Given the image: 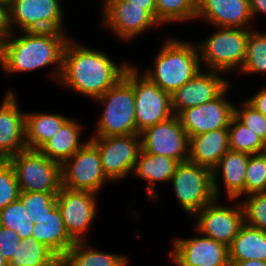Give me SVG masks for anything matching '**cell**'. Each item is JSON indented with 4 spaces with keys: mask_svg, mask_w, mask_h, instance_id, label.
I'll list each match as a JSON object with an SVG mask.
<instances>
[{
    "mask_svg": "<svg viewBox=\"0 0 266 266\" xmlns=\"http://www.w3.org/2000/svg\"><path fill=\"white\" fill-rule=\"evenodd\" d=\"M19 242L20 238L16 232L0 226V252L7 261L15 255Z\"/></svg>",
    "mask_w": 266,
    "mask_h": 266,
    "instance_id": "f35d334b",
    "label": "cell"
},
{
    "mask_svg": "<svg viewBox=\"0 0 266 266\" xmlns=\"http://www.w3.org/2000/svg\"><path fill=\"white\" fill-rule=\"evenodd\" d=\"M213 34L197 44L202 69L240 71L247 53L249 29L215 27Z\"/></svg>",
    "mask_w": 266,
    "mask_h": 266,
    "instance_id": "277c9868",
    "label": "cell"
},
{
    "mask_svg": "<svg viewBox=\"0 0 266 266\" xmlns=\"http://www.w3.org/2000/svg\"><path fill=\"white\" fill-rule=\"evenodd\" d=\"M15 34L12 32L0 45L3 71L9 75L52 65L51 77L58 82L69 35L65 31H23L21 36Z\"/></svg>",
    "mask_w": 266,
    "mask_h": 266,
    "instance_id": "7a4b0ae2",
    "label": "cell"
},
{
    "mask_svg": "<svg viewBox=\"0 0 266 266\" xmlns=\"http://www.w3.org/2000/svg\"><path fill=\"white\" fill-rule=\"evenodd\" d=\"M195 19L214 27L243 29H250L254 20L248 0H197Z\"/></svg>",
    "mask_w": 266,
    "mask_h": 266,
    "instance_id": "ffe728a7",
    "label": "cell"
},
{
    "mask_svg": "<svg viewBox=\"0 0 266 266\" xmlns=\"http://www.w3.org/2000/svg\"><path fill=\"white\" fill-rule=\"evenodd\" d=\"M218 200L215 198L194 215L195 231L229 247L244 224L243 209L240 201L232 207Z\"/></svg>",
    "mask_w": 266,
    "mask_h": 266,
    "instance_id": "9a60e30c",
    "label": "cell"
},
{
    "mask_svg": "<svg viewBox=\"0 0 266 266\" xmlns=\"http://www.w3.org/2000/svg\"><path fill=\"white\" fill-rule=\"evenodd\" d=\"M103 3L102 24L124 42L160 25L156 20V6H136L126 0H105Z\"/></svg>",
    "mask_w": 266,
    "mask_h": 266,
    "instance_id": "9c48e42d",
    "label": "cell"
},
{
    "mask_svg": "<svg viewBox=\"0 0 266 266\" xmlns=\"http://www.w3.org/2000/svg\"><path fill=\"white\" fill-rule=\"evenodd\" d=\"M62 8L61 0H13L8 7L11 32L66 31Z\"/></svg>",
    "mask_w": 266,
    "mask_h": 266,
    "instance_id": "30bf717a",
    "label": "cell"
},
{
    "mask_svg": "<svg viewBox=\"0 0 266 266\" xmlns=\"http://www.w3.org/2000/svg\"><path fill=\"white\" fill-rule=\"evenodd\" d=\"M34 223L31 238L46 245L59 258H62L75 244L65 229L57 206L36 217Z\"/></svg>",
    "mask_w": 266,
    "mask_h": 266,
    "instance_id": "603a6c76",
    "label": "cell"
},
{
    "mask_svg": "<svg viewBox=\"0 0 266 266\" xmlns=\"http://www.w3.org/2000/svg\"><path fill=\"white\" fill-rule=\"evenodd\" d=\"M230 87L212 101L187 108L177 115L188 137L229 127L235 106L227 100L226 92Z\"/></svg>",
    "mask_w": 266,
    "mask_h": 266,
    "instance_id": "e0dca14e",
    "label": "cell"
},
{
    "mask_svg": "<svg viewBox=\"0 0 266 266\" xmlns=\"http://www.w3.org/2000/svg\"><path fill=\"white\" fill-rule=\"evenodd\" d=\"M228 133L229 146L232 151L243 152L249 155L266 151V144L262 139L235 116L230 121Z\"/></svg>",
    "mask_w": 266,
    "mask_h": 266,
    "instance_id": "f546056e",
    "label": "cell"
},
{
    "mask_svg": "<svg viewBox=\"0 0 266 266\" xmlns=\"http://www.w3.org/2000/svg\"><path fill=\"white\" fill-rule=\"evenodd\" d=\"M58 193L44 192H20L19 199L23 208L26 210L29 221H34L36 217L47 213V210H53L56 204Z\"/></svg>",
    "mask_w": 266,
    "mask_h": 266,
    "instance_id": "d590c367",
    "label": "cell"
},
{
    "mask_svg": "<svg viewBox=\"0 0 266 266\" xmlns=\"http://www.w3.org/2000/svg\"><path fill=\"white\" fill-rule=\"evenodd\" d=\"M139 70L138 66L130 64L124 77L133 85L136 128L140 133L147 127L169 119L174 113L171 94L162 90L144 74L141 75Z\"/></svg>",
    "mask_w": 266,
    "mask_h": 266,
    "instance_id": "52a82bcc",
    "label": "cell"
},
{
    "mask_svg": "<svg viewBox=\"0 0 266 266\" xmlns=\"http://www.w3.org/2000/svg\"><path fill=\"white\" fill-rule=\"evenodd\" d=\"M94 101L104 109L92 137L140 134L136 128L133 85L124 76Z\"/></svg>",
    "mask_w": 266,
    "mask_h": 266,
    "instance_id": "5b68a950",
    "label": "cell"
},
{
    "mask_svg": "<svg viewBox=\"0 0 266 266\" xmlns=\"http://www.w3.org/2000/svg\"><path fill=\"white\" fill-rule=\"evenodd\" d=\"M230 150L228 128L189 137L188 161L213 169Z\"/></svg>",
    "mask_w": 266,
    "mask_h": 266,
    "instance_id": "7402d4cb",
    "label": "cell"
},
{
    "mask_svg": "<svg viewBox=\"0 0 266 266\" xmlns=\"http://www.w3.org/2000/svg\"><path fill=\"white\" fill-rule=\"evenodd\" d=\"M34 224V221H29L19 198L0 211V226L16 232L20 240L31 238Z\"/></svg>",
    "mask_w": 266,
    "mask_h": 266,
    "instance_id": "1f68e13d",
    "label": "cell"
},
{
    "mask_svg": "<svg viewBox=\"0 0 266 266\" xmlns=\"http://www.w3.org/2000/svg\"><path fill=\"white\" fill-rule=\"evenodd\" d=\"M130 66L115 60L102 50L91 49L70 38L65 44L58 84L96 100L114 86Z\"/></svg>",
    "mask_w": 266,
    "mask_h": 266,
    "instance_id": "6da1fadb",
    "label": "cell"
},
{
    "mask_svg": "<svg viewBox=\"0 0 266 266\" xmlns=\"http://www.w3.org/2000/svg\"><path fill=\"white\" fill-rule=\"evenodd\" d=\"M178 164L177 160L168 156L152 155L141 150L132 175L134 173V176L148 181L146 191L150 201L152 198H158L156 182H170Z\"/></svg>",
    "mask_w": 266,
    "mask_h": 266,
    "instance_id": "cb8c5ba5",
    "label": "cell"
},
{
    "mask_svg": "<svg viewBox=\"0 0 266 266\" xmlns=\"http://www.w3.org/2000/svg\"><path fill=\"white\" fill-rule=\"evenodd\" d=\"M59 257L43 243L34 238L20 240L15 255L8 266H51Z\"/></svg>",
    "mask_w": 266,
    "mask_h": 266,
    "instance_id": "f1b7e54d",
    "label": "cell"
},
{
    "mask_svg": "<svg viewBox=\"0 0 266 266\" xmlns=\"http://www.w3.org/2000/svg\"><path fill=\"white\" fill-rule=\"evenodd\" d=\"M152 69L143 72L149 80L169 94L191 80L202 68L197 44L166 38L154 56Z\"/></svg>",
    "mask_w": 266,
    "mask_h": 266,
    "instance_id": "3957f363",
    "label": "cell"
},
{
    "mask_svg": "<svg viewBox=\"0 0 266 266\" xmlns=\"http://www.w3.org/2000/svg\"><path fill=\"white\" fill-rule=\"evenodd\" d=\"M247 101L266 117V86L247 99Z\"/></svg>",
    "mask_w": 266,
    "mask_h": 266,
    "instance_id": "60d3db41",
    "label": "cell"
},
{
    "mask_svg": "<svg viewBox=\"0 0 266 266\" xmlns=\"http://www.w3.org/2000/svg\"><path fill=\"white\" fill-rule=\"evenodd\" d=\"M142 151L168 156L180 162L188 161L189 137L177 115L147 127L140 132Z\"/></svg>",
    "mask_w": 266,
    "mask_h": 266,
    "instance_id": "5bb4252c",
    "label": "cell"
},
{
    "mask_svg": "<svg viewBox=\"0 0 266 266\" xmlns=\"http://www.w3.org/2000/svg\"><path fill=\"white\" fill-rule=\"evenodd\" d=\"M25 149V112L19 109L15 93L9 91L0 105V160Z\"/></svg>",
    "mask_w": 266,
    "mask_h": 266,
    "instance_id": "d6986e66",
    "label": "cell"
},
{
    "mask_svg": "<svg viewBox=\"0 0 266 266\" xmlns=\"http://www.w3.org/2000/svg\"><path fill=\"white\" fill-rule=\"evenodd\" d=\"M241 105L242 107L239 108L234 106V116L266 144V117L247 100L243 101Z\"/></svg>",
    "mask_w": 266,
    "mask_h": 266,
    "instance_id": "74e56055",
    "label": "cell"
},
{
    "mask_svg": "<svg viewBox=\"0 0 266 266\" xmlns=\"http://www.w3.org/2000/svg\"><path fill=\"white\" fill-rule=\"evenodd\" d=\"M13 0H0V4L2 5H6L7 7H9L11 5Z\"/></svg>",
    "mask_w": 266,
    "mask_h": 266,
    "instance_id": "bcb514c9",
    "label": "cell"
},
{
    "mask_svg": "<svg viewBox=\"0 0 266 266\" xmlns=\"http://www.w3.org/2000/svg\"><path fill=\"white\" fill-rule=\"evenodd\" d=\"M160 25L187 22L196 18L197 0H154Z\"/></svg>",
    "mask_w": 266,
    "mask_h": 266,
    "instance_id": "4dcf8cb0",
    "label": "cell"
},
{
    "mask_svg": "<svg viewBox=\"0 0 266 266\" xmlns=\"http://www.w3.org/2000/svg\"><path fill=\"white\" fill-rule=\"evenodd\" d=\"M62 186L98 194L103 183L110 180L104 174L98 148L88 139L85 144L61 165Z\"/></svg>",
    "mask_w": 266,
    "mask_h": 266,
    "instance_id": "8fae6325",
    "label": "cell"
},
{
    "mask_svg": "<svg viewBox=\"0 0 266 266\" xmlns=\"http://www.w3.org/2000/svg\"><path fill=\"white\" fill-rule=\"evenodd\" d=\"M82 133V125L71 117L39 151L50 160L62 165L85 144L81 142Z\"/></svg>",
    "mask_w": 266,
    "mask_h": 266,
    "instance_id": "d4e9b609",
    "label": "cell"
},
{
    "mask_svg": "<svg viewBox=\"0 0 266 266\" xmlns=\"http://www.w3.org/2000/svg\"><path fill=\"white\" fill-rule=\"evenodd\" d=\"M250 155L229 150L212 169V184L216 198L220 199L219 174L229 200H241L245 196V175ZM218 177V178H217ZM237 199V200H236Z\"/></svg>",
    "mask_w": 266,
    "mask_h": 266,
    "instance_id": "44dd1931",
    "label": "cell"
},
{
    "mask_svg": "<svg viewBox=\"0 0 266 266\" xmlns=\"http://www.w3.org/2000/svg\"><path fill=\"white\" fill-rule=\"evenodd\" d=\"M89 140L98 148L104 174L110 181L132 174L142 150L140 134L90 137Z\"/></svg>",
    "mask_w": 266,
    "mask_h": 266,
    "instance_id": "7c38bea8",
    "label": "cell"
},
{
    "mask_svg": "<svg viewBox=\"0 0 266 266\" xmlns=\"http://www.w3.org/2000/svg\"><path fill=\"white\" fill-rule=\"evenodd\" d=\"M266 191V151L252 154L245 175V196Z\"/></svg>",
    "mask_w": 266,
    "mask_h": 266,
    "instance_id": "e575fe53",
    "label": "cell"
},
{
    "mask_svg": "<svg viewBox=\"0 0 266 266\" xmlns=\"http://www.w3.org/2000/svg\"><path fill=\"white\" fill-rule=\"evenodd\" d=\"M51 266H63L62 265V261L61 258H59L54 264H52Z\"/></svg>",
    "mask_w": 266,
    "mask_h": 266,
    "instance_id": "7dc6e473",
    "label": "cell"
},
{
    "mask_svg": "<svg viewBox=\"0 0 266 266\" xmlns=\"http://www.w3.org/2000/svg\"><path fill=\"white\" fill-rule=\"evenodd\" d=\"M13 167L20 192L59 193L61 165L39 150L25 149L7 159Z\"/></svg>",
    "mask_w": 266,
    "mask_h": 266,
    "instance_id": "8992f818",
    "label": "cell"
},
{
    "mask_svg": "<svg viewBox=\"0 0 266 266\" xmlns=\"http://www.w3.org/2000/svg\"><path fill=\"white\" fill-rule=\"evenodd\" d=\"M69 119L60 113L25 112L26 148L39 150Z\"/></svg>",
    "mask_w": 266,
    "mask_h": 266,
    "instance_id": "484cf974",
    "label": "cell"
},
{
    "mask_svg": "<svg viewBox=\"0 0 266 266\" xmlns=\"http://www.w3.org/2000/svg\"><path fill=\"white\" fill-rule=\"evenodd\" d=\"M136 6H156L154 0H126Z\"/></svg>",
    "mask_w": 266,
    "mask_h": 266,
    "instance_id": "ee69618b",
    "label": "cell"
},
{
    "mask_svg": "<svg viewBox=\"0 0 266 266\" xmlns=\"http://www.w3.org/2000/svg\"><path fill=\"white\" fill-rule=\"evenodd\" d=\"M97 194L88 191L71 190L61 186L56 204L65 229L74 242H84L95 219Z\"/></svg>",
    "mask_w": 266,
    "mask_h": 266,
    "instance_id": "4fadbf2b",
    "label": "cell"
},
{
    "mask_svg": "<svg viewBox=\"0 0 266 266\" xmlns=\"http://www.w3.org/2000/svg\"><path fill=\"white\" fill-rule=\"evenodd\" d=\"M222 75L219 71L205 69L204 72L201 69L191 80L172 93L174 115L217 98L230 85Z\"/></svg>",
    "mask_w": 266,
    "mask_h": 266,
    "instance_id": "ac0fdd59",
    "label": "cell"
},
{
    "mask_svg": "<svg viewBox=\"0 0 266 266\" xmlns=\"http://www.w3.org/2000/svg\"><path fill=\"white\" fill-rule=\"evenodd\" d=\"M230 266H266V262L252 259L242 262H230Z\"/></svg>",
    "mask_w": 266,
    "mask_h": 266,
    "instance_id": "7bdbcfd3",
    "label": "cell"
},
{
    "mask_svg": "<svg viewBox=\"0 0 266 266\" xmlns=\"http://www.w3.org/2000/svg\"><path fill=\"white\" fill-rule=\"evenodd\" d=\"M20 189L13 167L0 160V211L19 198Z\"/></svg>",
    "mask_w": 266,
    "mask_h": 266,
    "instance_id": "8d00e7d4",
    "label": "cell"
},
{
    "mask_svg": "<svg viewBox=\"0 0 266 266\" xmlns=\"http://www.w3.org/2000/svg\"><path fill=\"white\" fill-rule=\"evenodd\" d=\"M252 17L257 14H264L266 16V0H248Z\"/></svg>",
    "mask_w": 266,
    "mask_h": 266,
    "instance_id": "b9f144b4",
    "label": "cell"
},
{
    "mask_svg": "<svg viewBox=\"0 0 266 266\" xmlns=\"http://www.w3.org/2000/svg\"><path fill=\"white\" fill-rule=\"evenodd\" d=\"M229 262L261 260L266 262V231L241 226L238 234L228 247Z\"/></svg>",
    "mask_w": 266,
    "mask_h": 266,
    "instance_id": "4316f807",
    "label": "cell"
},
{
    "mask_svg": "<svg viewBox=\"0 0 266 266\" xmlns=\"http://www.w3.org/2000/svg\"><path fill=\"white\" fill-rule=\"evenodd\" d=\"M88 241L75 242L61 258L63 266H127L128 257L120 253L94 250Z\"/></svg>",
    "mask_w": 266,
    "mask_h": 266,
    "instance_id": "83f0119b",
    "label": "cell"
},
{
    "mask_svg": "<svg viewBox=\"0 0 266 266\" xmlns=\"http://www.w3.org/2000/svg\"><path fill=\"white\" fill-rule=\"evenodd\" d=\"M11 33L8 7L0 4V45Z\"/></svg>",
    "mask_w": 266,
    "mask_h": 266,
    "instance_id": "ab89813d",
    "label": "cell"
},
{
    "mask_svg": "<svg viewBox=\"0 0 266 266\" xmlns=\"http://www.w3.org/2000/svg\"><path fill=\"white\" fill-rule=\"evenodd\" d=\"M170 182L178 202L189 216L194 217L216 198L213 191L212 170L190 161L178 164Z\"/></svg>",
    "mask_w": 266,
    "mask_h": 266,
    "instance_id": "ba28073f",
    "label": "cell"
},
{
    "mask_svg": "<svg viewBox=\"0 0 266 266\" xmlns=\"http://www.w3.org/2000/svg\"><path fill=\"white\" fill-rule=\"evenodd\" d=\"M198 235L189 239L173 240L174 249L168 256L175 266H230L226 245L200 232Z\"/></svg>",
    "mask_w": 266,
    "mask_h": 266,
    "instance_id": "2e32d148",
    "label": "cell"
},
{
    "mask_svg": "<svg viewBox=\"0 0 266 266\" xmlns=\"http://www.w3.org/2000/svg\"><path fill=\"white\" fill-rule=\"evenodd\" d=\"M8 261L2 256L0 252V266H8Z\"/></svg>",
    "mask_w": 266,
    "mask_h": 266,
    "instance_id": "f6af8a7d",
    "label": "cell"
},
{
    "mask_svg": "<svg viewBox=\"0 0 266 266\" xmlns=\"http://www.w3.org/2000/svg\"><path fill=\"white\" fill-rule=\"evenodd\" d=\"M247 196V197H246ZM241 200L244 223L266 231V191L246 195Z\"/></svg>",
    "mask_w": 266,
    "mask_h": 266,
    "instance_id": "836d02e7",
    "label": "cell"
},
{
    "mask_svg": "<svg viewBox=\"0 0 266 266\" xmlns=\"http://www.w3.org/2000/svg\"><path fill=\"white\" fill-rule=\"evenodd\" d=\"M239 73L266 74V33L250 29L245 62Z\"/></svg>",
    "mask_w": 266,
    "mask_h": 266,
    "instance_id": "d6a6232c",
    "label": "cell"
}]
</instances>
